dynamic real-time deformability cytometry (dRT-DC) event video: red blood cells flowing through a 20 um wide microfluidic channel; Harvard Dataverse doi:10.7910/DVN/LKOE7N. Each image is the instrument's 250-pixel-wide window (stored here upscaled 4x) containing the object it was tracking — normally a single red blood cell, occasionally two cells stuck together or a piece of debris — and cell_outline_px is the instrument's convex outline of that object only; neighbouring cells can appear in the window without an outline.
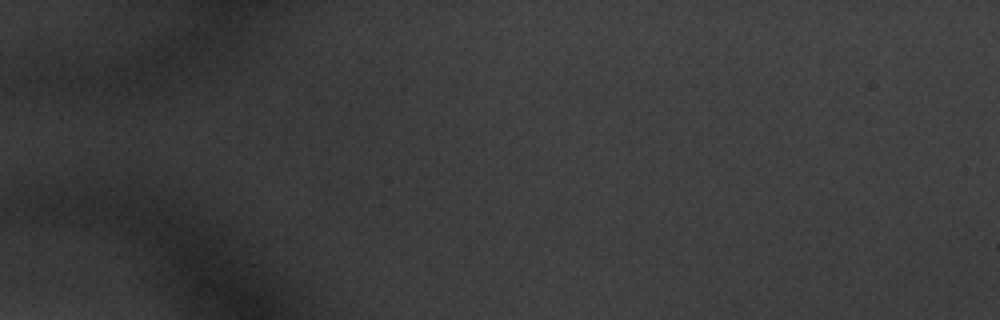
{"species": "common noctule bat (a hibernating species)", "species_latin": "Nyctalus noctula", "temperature_condition": "warm", "stored_images_in_passage": 1, "camera_frame_rate_fps": 3000, "um_per_image_px": 0.085, "animal": {"sex": "male", "body_mass_g": 20.1, "forearm_length_mm": 53.5}, "frame": {"image": 1, "passage_image": 1, "time_ms": 0.0, "image_size_px": [1000, 320], "cell_outline_px": [[372, 148], [328, 156], [316, 156], [308, 148], [308, 132], [328, 116], [336, 116], [352, 124], [372, 140]], "centroid_in_image_um": [28.62, 11.72], "position_along_channel_um": 56.4, "area_um2": 13.06}}